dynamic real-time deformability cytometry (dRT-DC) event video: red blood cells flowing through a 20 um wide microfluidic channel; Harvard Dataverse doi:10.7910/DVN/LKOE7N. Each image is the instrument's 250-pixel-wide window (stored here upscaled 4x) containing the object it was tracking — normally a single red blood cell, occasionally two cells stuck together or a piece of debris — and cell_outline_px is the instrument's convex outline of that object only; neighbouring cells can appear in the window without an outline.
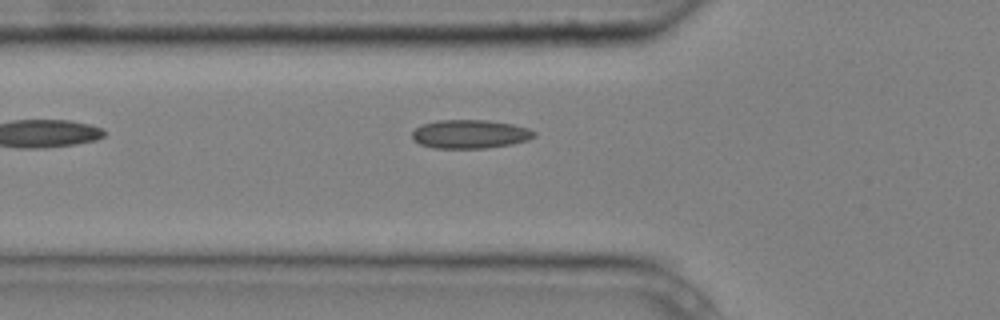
{"species": "common noctule bat (a hibernating species)", "species_latin": "Nyctalus noctula", "temperature_condition": "cold", "stored_images_in_passage": 6, "camera_frame_rate_fps": 3000, "um_per_image_px": 0.085, "animal": {"sex": "male", "body_mass_g": 20.4}, "frame": {"image": 1, "passage_image": 6, "time_ms": 1.667, "image_size_px": [1000, 320], "cell_outline_px": [[536, 136], [528, 140], [512, 144], [484, 148], [432, 148], [420, 144], [412, 140], [412, 132], [420, 124], [436, 120], [488, 120], [512, 124], [528, 128], [536, 132]], "centroid_in_image_um": [39.93, 11.39], "position_along_channel_um": 85.9, "area_um2": 20.58}}